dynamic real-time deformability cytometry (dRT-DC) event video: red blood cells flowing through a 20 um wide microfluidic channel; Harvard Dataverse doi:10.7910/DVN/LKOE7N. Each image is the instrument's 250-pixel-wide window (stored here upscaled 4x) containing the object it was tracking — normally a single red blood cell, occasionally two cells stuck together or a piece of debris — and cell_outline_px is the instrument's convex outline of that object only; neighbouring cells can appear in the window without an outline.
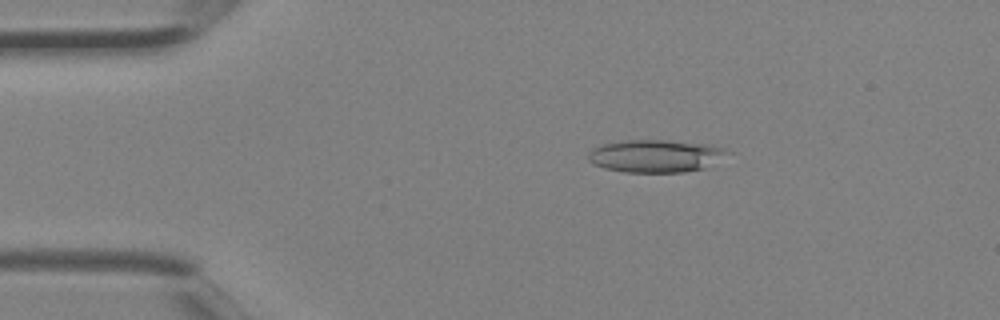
{"species": "Egyptian fruit bat (a non-hibernating species)", "species_latin": "Rousettus aegyptiacus", "temperature_condition": "room temperature", "stored_images_in_passage": 3, "camera_frame_rate_fps": 3000, "um_per_image_px": 0.085, "animal": {"sex": "female"}, "frame": {"image": 1, "passage_image": 2, "time_ms": 0.333, "image_size_px": [1000, 320], "cell_outline_px": [[732, 152], [704, 168], [684, 172], [624, 172], [604, 168], [592, 164], [588, 160], [588, 152], [592, 148], [600, 144], [628, 140], [664, 140], [712, 144], [724, 148]], "centroid_in_image_um": [55.7, 13.25], "position_along_channel_um": 29.3, "area_um2": 26.65}}